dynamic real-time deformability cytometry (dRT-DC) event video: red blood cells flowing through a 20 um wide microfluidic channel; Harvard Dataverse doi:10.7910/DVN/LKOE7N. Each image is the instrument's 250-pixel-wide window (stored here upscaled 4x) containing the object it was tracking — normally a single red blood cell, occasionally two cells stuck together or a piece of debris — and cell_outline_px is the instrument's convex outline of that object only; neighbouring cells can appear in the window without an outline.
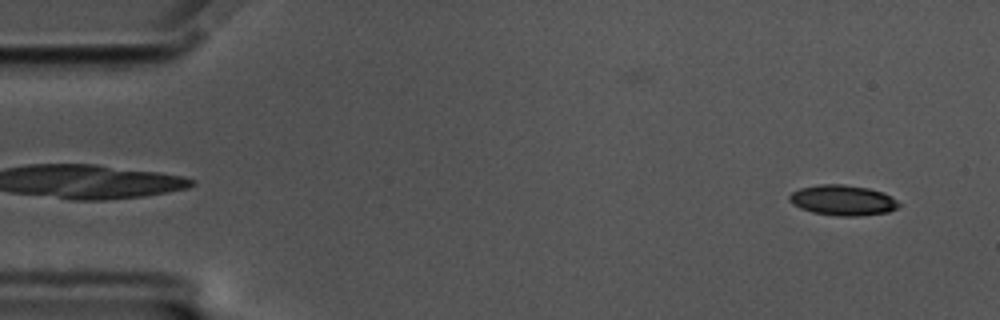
{"species": "common noctule bat (a hibernating species)", "species_latin": "Nyctalus noctula", "temperature_condition": "cold", "stored_images_in_passage": 58, "camera_frame_rate_fps": 3000, "um_per_image_px": 0.085, "animal": {"sex": "male", "body_mass_g": 17.5, "forearm_length_mm": 52.3}, "frame": {"image": 1, "passage_image": 3, "time_ms": 0.667, "image_size_px": [1000, 320], "cell_outline_px": [[900, 204], [896, 208], [888, 212], [856, 216], [836, 216], [812, 212], [800, 208], [792, 204], [788, 200], [788, 196], [792, 192], [800, 188], [820, 184], [844, 184], [868, 188], [884, 192], [896, 200]], "centroid_in_image_um": [71.6, 17.02], "position_along_channel_um": 13.4, "area_um2": 19.42}}
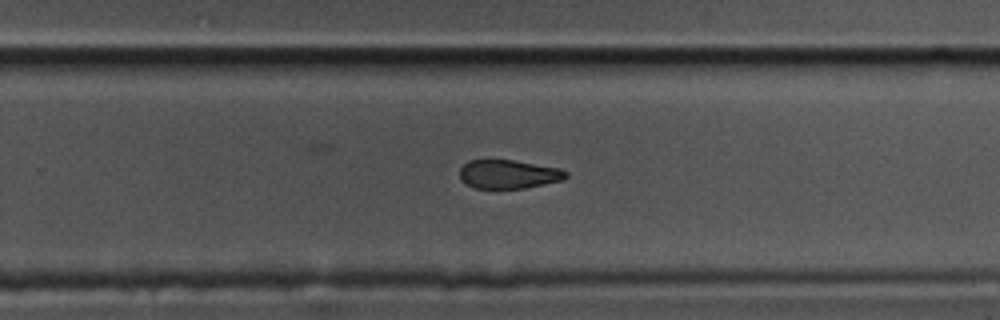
{"frame": {"image": 2, "passage_image": 36, "time_ms": 11.667, "image_size_px": [1000, 320], "cell_outline_px": [[568, 176], [560, 180], [544, 184], [524, 188], [476, 188], [460, 180], [460, 168], [468, 160], [512, 160], [560, 168], [568, 172]], "centroid_in_image_um": [43.21, 14.8], "position_along_channel_um": 286.6, "area_um2": 17.63}}
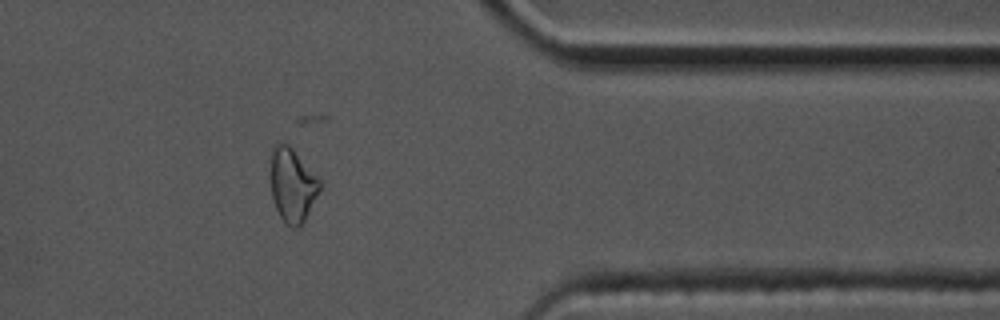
{"frame": {"image": 3, "passage_image": 46, "time_ms": 15.0, "image_size_px": [1000, 320], "cell_outline_px": [[320, 188], [300, 228], [292, 228], [280, 216], [276, 208], [272, 196], [272, 152], [276, 144], [288, 144], [292, 148], [320, 180]], "centroid_in_image_um": [24.86, 15.76], "position_along_channel_um": 386.5, "area_um2": 20.29}, "authors_computed_cell_mechanics": {"area_um2": 20.1144, "velocity_mm_per_s": 3.489, "shape_relaxation_time_tau1_ms": 7.4208, "shape_relaxation_time_tau2_ms": null, "deformation_change_tau1": 0.1225, "deformation_change_tau2": null}}